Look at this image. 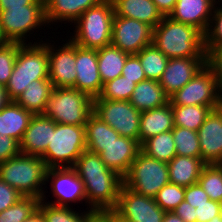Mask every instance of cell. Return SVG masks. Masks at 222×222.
<instances>
[{"instance_id":"obj_1","label":"cell","mask_w":222,"mask_h":222,"mask_svg":"<svg viewBox=\"0 0 222 222\" xmlns=\"http://www.w3.org/2000/svg\"><path fill=\"white\" fill-rule=\"evenodd\" d=\"M84 185L86 202L96 214L111 212L117 205L123 177L109 169L99 154L84 151L72 167Z\"/></svg>"},{"instance_id":"obj_2","label":"cell","mask_w":222,"mask_h":222,"mask_svg":"<svg viewBox=\"0 0 222 222\" xmlns=\"http://www.w3.org/2000/svg\"><path fill=\"white\" fill-rule=\"evenodd\" d=\"M152 44L168 59L206 57L204 34L168 16L153 29Z\"/></svg>"},{"instance_id":"obj_3","label":"cell","mask_w":222,"mask_h":222,"mask_svg":"<svg viewBox=\"0 0 222 222\" xmlns=\"http://www.w3.org/2000/svg\"><path fill=\"white\" fill-rule=\"evenodd\" d=\"M47 169L40 156L19 153L0 163V179L24 197L45 200L42 186L46 184Z\"/></svg>"},{"instance_id":"obj_4","label":"cell","mask_w":222,"mask_h":222,"mask_svg":"<svg viewBox=\"0 0 222 222\" xmlns=\"http://www.w3.org/2000/svg\"><path fill=\"white\" fill-rule=\"evenodd\" d=\"M114 16L112 0H102L84 11L74 22L75 34L70 40L80 47L90 49L111 45Z\"/></svg>"},{"instance_id":"obj_5","label":"cell","mask_w":222,"mask_h":222,"mask_svg":"<svg viewBox=\"0 0 222 222\" xmlns=\"http://www.w3.org/2000/svg\"><path fill=\"white\" fill-rule=\"evenodd\" d=\"M38 43L28 42L18 49L12 74L5 86L10 101H15L32 81L49 79L48 51L41 41Z\"/></svg>"},{"instance_id":"obj_6","label":"cell","mask_w":222,"mask_h":222,"mask_svg":"<svg viewBox=\"0 0 222 222\" xmlns=\"http://www.w3.org/2000/svg\"><path fill=\"white\" fill-rule=\"evenodd\" d=\"M86 150L85 125L56 123L51 142L40 157L47 168L73 167Z\"/></svg>"},{"instance_id":"obj_7","label":"cell","mask_w":222,"mask_h":222,"mask_svg":"<svg viewBox=\"0 0 222 222\" xmlns=\"http://www.w3.org/2000/svg\"><path fill=\"white\" fill-rule=\"evenodd\" d=\"M93 113V98L72 87L54 88L44 115L59 124L85 125Z\"/></svg>"},{"instance_id":"obj_8","label":"cell","mask_w":222,"mask_h":222,"mask_svg":"<svg viewBox=\"0 0 222 222\" xmlns=\"http://www.w3.org/2000/svg\"><path fill=\"white\" fill-rule=\"evenodd\" d=\"M123 180L124 186L137 194L154 198L170 182L168 165L140 150Z\"/></svg>"},{"instance_id":"obj_9","label":"cell","mask_w":222,"mask_h":222,"mask_svg":"<svg viewBox=\"0 0 222 222\" xmlns=\"http://www.w3.org/2000/svg\"><path fill=\"white\" fill-rule=\"evenodd\" d=\"M171 106L201 105L212 110L222 105V94L211 69L205 65L197 74L169 97Z\"/></svg>"},{"instance_id":"obj_10","label":"cell","mask_w":222,"mask_h":222,"mask_svg":"<svg viewBox=\"0 0 222 222\" xmlns=\"http://www.w3.org/2000/svg\"><path fill=\"white\" fill-rule=\"evenodd\" d=\"M93 113L120 136L139 142L141 113L129 101L93 98Z\"/></svg>"},{"instance_id":"obj_11","label":"cell","mask_w":222,"mask_h":222,"mask_svg":"<svg viewBox=\"0 0 222 222\" xmlns=\"http://www.w3.org/2000/svg\"><path fill=\"white\" fill-rule=\"evenodd\" d=\"M44 25L47 26L44 5H25L0 10V26L9 42L26 44L27 33L32 34L31 31L34 32Z\"/></svg>"},{"instance_id":"obj_12","label":"cell","mask_w":222,"mask_h":222,"mask_svg":"<svg viewBox=\"0 0 222 222\" xmlns=\"http://www.w3.org/2000/svg\"><path fill=\"white\" fill-rule=\"evenodd\" d=\"M112 212L127 222H162L165 214L153 197L137 194L124 185Z\"/></svg>"},{"instance_id":"obj_13","label":"cell","mask_w":222,"mask_h":222,"mask_svg":"<svg viewBox=\"0 0 222 222\" xmlns=\"http://www.w3.org/2000/svg\"><path fill=\"white\" fill-rule=\"evenodd\" d=\"M153 29L136 19L114 16L111 44L128 54H137L152 44Z\"/></svg>"},{"instance_id":"obj_14","label":"cell","mask_w":222,"mask_h":222,"mask_svg":"<svg viewBox=\"0 0 222 222\" xmlns=\"http://www.w3.org/2000/svg\"><path fill=\"white\" fill-rule=\"evenodd\" d=\"M48 51V74L54 88L73 87L76 82V44L70 39L63 46L42 43Z\"/></svg>"},{"instance_id":"obj_15","label":"cell","mask_w":222,"mask_h":222,"mask_svg":"<svg viewBox=\"0 0 222 222\" xmlns=\"http://www.w3.org/2000/svg\"><path fill=\"white\" fill-rule=\"evenodd\" d=\"M173 212L184 222H208L222 212V203L212 201L199 183L185 187L184 201Z\"/></svg>"},{"instance_id":"obj_16","label":"cell","mask_w":222,"mask_h":222,"mask_svg":"<svg viewBox=\"0 0 222 222\" xmlns=\"http://www.w3.org/2000/svg\"><path fill=\"white\" fill-rule=\"evenodd\" d=\"M49 180L51 191L57 201H48V204L68 207L71 202L86 201L84 185L72 167L48 168L46 181Z\"/></svg>"},{"instance_id":"obj_17","label":"cell","mask_w":222,"mask_h":222,"mask_svg":"<svg viewBox=\"0 0 222 222\" xmlns=\"http://www.w3.org/2000/svg\"><path fill=\"white\" fill-rule=\"evenodd\" d=\"M201 158L206 164L222 163V105L213 109L198 129Z\"/></svg>"},{"instance_id":"obj_18","label":"cell","mask_w":222,"mask_h":222,"mask_svg":"<svg viewBox=\"0 0 222 222\" xmlns=\"http://www.w3.org/2000/svg\"><path fill=\"white\" fill-rule=\"evenodd\" d=\"M77 78L75 88L88 94L91 98L101 94L103 83L98 70L97 49L83 48L76 45Z\"/></svg>"},{"instance_id":"obj_19","label":"cell","mask_w":222,"mask_h":222,"mask_svg":"<svg viewBox=\"0 0 222 222\" xmlns=\"http://www.w3.org/2000/svg\"><path fill=\"white\" fill-rule=\"evenodd\" d=\"M206 65V57L170 58L159 84L170 97Z\"/></svg>"},{"instance_id":"obj_20","label":"cell","mask_w":222,"mask_h":222,"mask_svg":"<svg viewBox=\"0 0 222 222\" xmlns=\"http://www.w3.org/2000/svg\"><path fill=\"white\" fill-rule=\"evenodd\" d=\"M140 150L137 140L119 136L109 145L103 146L99 155L109 169L124 177Z\"/></svg>"},{"instance_id":"obj_21","label":"cell","mask_w":222,"mask_h":222,"mask_svg":"<svg viewBox=\"0 0 222 222\" xmlns=\"http://www.w3.org/2000/svg\"><path fill=\"white\" fill-rule=\"evenodd\" d=\"M56 122L44 114L34 115L20 141V152L41 156L51 142Z\"/></svg>"},{"instance_id":"obj_22","label":"cell","mask_w":222,"mask_h":222,"mask_svg":"<svg viewBox=\"0 0 222 222\" xmlns=\"http://www.w3.org/2000/svg\"><path fill=\"white\" fill-rule=\"evenodd\" d=\"M213 9L212 0H177L168 17L196 27L205 34L210 24Z\"/></svg>"},{"instance_id":"obj_23","label":"cell","mask_w":222,"mask_h":222,"mask_svg":"<svg viewBox=\"0 0 222 222\" xmlns=\"http://www.w3.org/2000/svg\"><path fill=\"white\" fill-rule=\"evenodd\" d=\"M116 16L136 19L154 29L164 18L152 0H112Z\"/></svg>"},{"instance_id":"obj_24","label":"cell","mask_w":222,"mask_h":222,"mask_svg":"<svg viewBox=\"0 0 222 222\" xmlns=\"http://www.w3.org/2000/svg\"><path fill=\"white\" fill-rule=\"evenodd\" d=\"M102 0H44L46 23L68 21L74 23L87 9Z\"/></svg>"},{"instance_id":"obj_25","label":"cell","mask_w":222,"mask_h":222,"mask_svg":"<svg viewBox=\"0 0 222 222\" xmlns=\"http://www.w3.org/2000/svg\"><path fill=\"white\" fill-rule=\"evenodd\" d=\"M173 128V111L170 102L162 107L143 111L140 116L139 144Z\"/></svg>"},{"instance_id":"obj_26","label":"cell","mask_w":222,"mask_h":222,"mask_svg":"<svg viewBox=\"0 0 222 222\" xmlns=\"http://www.w3.org/2000/svg\"><path fill=\"white\" fill-rule=\"evenodd\" d=\"M129 102L140 112L162 107L169 103L159 81L146 79L136 84Z\"/></svg>"},{"instance_id":"obj_27","label":"cell","mask_w":222,"mask_h":222,"mask_svg":"<svg viewBox=\"0 0 222 222\" xmlns=\"http://www.w3.org/2000/svg\"><path fill=\"white\" fill-rule=\"evenodd\" d=\"M33 116L16 101H10L0 111V134L10 136L20 143Z\"/></svg>"},{"instance_id":"obj_28","label":"cell","mask_w":222,"mask_h":222,"mask_svg":"<svg viewBox=\"0 0 222 222\" xmlns=\"http://www.w3.org/2000/svg\"><path fill=\"white\" fill-rule=\"evenodd\" d=\"M167 165L170 183L187 187L198 183L201 172L207 164L202 158L176 155Z\"/></svg>"},{"instance_id":"obj_29","label":"cell","mask_w":222,"mask_h":222,"mask_svg":"<svg viewBox=\"0 0 222 222\" xmlns=\"http://www.w3.org/2000/svg\"><path fill=\"white\" fill-rule=\"evenodd\" d=\"M53 89L49 79H38L25 87V90L15 101L33 115L44 114Z\"/></svg>"},{"instance_id":"obj_30","label":"cell","mask_w":222,"mask_h":222,"mask_svg":"<svg viewBox=\"0 0 222 222\" xmlns=\"http://www.w3.org/2000/svg\"><path fill=\"white\" fill-rule=\"evenodd\" d=\"M85 135L87 150L95 154H100L103 146L109 145L120 136L94 113L89 116L85 124Z\"/></svg>"},{"instance_id":"obj_31","label":"cell","mask_w":222,"mask_h":222,"mask_svg":"<svg viewBox=\"0 0 222 222\" xmlns=\"http://www.w3.org/2000/svg\"><path fill=\"white\" fill-rule=\"evenodd\" d=\"M129 55L112 44L97 49L98 70L103 84L121 75Z\"/></svg>"},{"instance_id":"obj_32","label":"cell","mask_w":222,"mask_h":222,"mask_svg":"<svg viewBox=\"0 0 222 222\" xmlns=\"http://www.w3.org/2000/svg\"><path fill=\"white\" fill-rule=\"evenodd\" d=\"M140 147L143 153L165 163H169L176 156L172 130L150 137Z\"/></svg>"},{"instance_id":"obj_33","label":"cell","mask_w":222,"mask_h":222,"mask_svg":"<svg viewBox=\"0 0 222 222\" xmlns=\"http://www.w3.org/2000/svg\"><path fill=\"white\" fill-rule=\"evenodd\" d=\"M46 202L41 199L38 206V209L43 213L45 222H90L96 214L91 209L76 213L70 206H55Z\"/></svg>"},{"instance_id":"obj_34","label":"cell","mask_w":222,"mask_h":222,"mask_svg":"<svg viewBox=\"0 0 222 222\" xmlns=\"http://www.w3.org/2000/svg\"><path fill=\"white\" fill-rule=\"evenodd\" d=\"M174 126L198 131L206 117L212 111L201 105L172 106Z\"/></svg>"},{"instance_id":"obj_35","label":"cell","mask_w":222,"mask_h":222,"mask_svg":"<svg viewBox=\"0 0 222 222\" xmlns=\"http://www.w3.org/2000/svg\"><path fill=\"white\" fill-rule=\"evenodd\" d=\"M136 55L140 59L146 79L159 81L169 60L164 53L151 44Z\"/></svg>"},{"instance_id":"obj_36","label":"cell","mask_w":222,"mask_h":222,"mask_svg":"<svg viewBox=\"0 0 222 222\" xmlns=\"http://www.w3.org/2000/svg\"><path fill=\"white\" fill-rule=\"evenodd\" d=\"M172 134L176 147V155L201 158V148L197 131L174 126Z\"/></svg>"},{"instance_id":"obj_37","label":"cell","mask_w":222,"mask_h":222,"mask_svg":"<svg viewBox=\"0 0 222 222\" xmlns=\"http://www.w3.org/2000/svg\"><path fill=\"white\" fill-rule=\"evenodd\" d=\"M198 183L212 201L222 203V166L207 164L198 179Z\"/></svg>"},{"instance_id":"obj_38","label":"cell","mask_w":222,"mask_h":222,"mask_svg":"<svg viewBox=\"0 0 222 222\" xmlns=\"http://www.w3.org/2000/svg\"><path fill=\"white\" fill-rule=\"evenodd\" d=\"M41 199L23 197L18 202L0 212V222H23L30 217L39 206Z\"/></svg>"},{"instance_id":"obj_39","label":"cell","mask_w":222,"mask_h":222,"mask_svg":"<svg viewBox=\"0 0 222 222\" xmlns=\"http://www.w3.org/2000/svg\"><path fill=\"white\" fill-rule=\"evenodd\" d=\"M136 86L134 81L126 79L124 76L107 81L103 84L101 94L98 96L99 99L106 100H123L129 101L130 96Z\"/></svg>"},{"instance_id":"obj_40","label":"cell","mask_w":222,"mask_h":222,"mask_svg":"<svg viewBox=\"0 0 222 222\" xmlns=\"http://www.w3.org/2000/svg\"><path fill=\"white\" fill-rule=\"evenodd\" d=\"M184 195V186L169 182L158 191L154 199L165 212H171L184 201Z\"/></svg>"},{"instance_id":"obj_41","label":"cell","mask_w":222,"mask_h":222,"mask_svg":"<svg viewBox=\"0 0 222 222\" xmlns=\"http://www.w3.org/2000/svg\"><path fill=\"white\" fill-rule=\"evenodd\" d=\"M22 45L23 44L19 42H9L0 47V84L4 87L9 82L18 49Z\"/></svg>"},{"instance_id":"obj_42","label":"cell","mask_w":222,"mask_h":222,"mask_svg":"<svg viewBox=\"0 0 222 222\" xmlns=\"http://www.w3.org/2000/svg\"><path fill=\"white\" fill-rule=\"evenodd\" d=\"M215 6L209 27L204 34V46L207 52L210 48L222 45V5Z\"/></svg>"},{"instance_id":"obj_43","label":"cell","mask_w":222,"mask_h":222,"mask_svg":"<svg viewBox=\"0 0 222 222\" xmlns=\"http://www.w3.org/2000/svg\"><path fill=\"white\" fill-rule=\"evenodd\" d=\"M206 65L211 69L222 94V45L210 48L206 52Z\"/></svg>"},{"instance_id":"obj_44","label":"cell","mask_w":222,"mask_h":222,"mask_svg":"<svg viewBox=\"0 0 222 222\" xmlns=\"http://www.w3.org/2000/svg\"><path fill=\"white\" fill-rule=\"evenodd\" d=\"M121 75L130 81H134L136 84L146 80L140 59L136 54H130L127 57Z\"/></svg>"},{"instance_id":"obj_45","label":"cell","mask_w":222,"mask_h":222,"mask_svg":"<svg viewBox=\"0 0 222 222\" xmlns=\"http://www.w3.org/2000/svg\"><path fill=\"white\" fill-rule=\"evenodd\" d=\"M24 196L0 179V212L6 210Z\"/></svg>"},{"instance_id":"obj_46","label":"cell","mask_w":222,"mask_h":222,"mask_svg":"<svg viewBox=\"0 0 222 222\" xmlns=\"http://www.w3.org/2000/svg\"><path fill=\"white\" fill-rule=\"evenodd\" d=\"M20 152V143L10 137L0 134V163L17 156Z\"/></svg>"},{"instance_id":"obj_47","label":"cell","mask_w":222,"mask_h":222,"mask_svg":"<svg viewBox=\"0 0 222 222\" xmlns=\"http://www.w3.org/2000/svg\"><path fill=\"white\" fill-rule=\"evenodd\" d=\"M25 5H44V0H0V10L9 7H22Z\"/></svg>"},{"instance_id":"obj_48","label":"cell","mask_w":222,"mask_h":222,"mask_svg":"<svg viewBox=\"0 0 222 222\" xmlns=\"http://www.w3.org/2000/svg\"><path fill=\"white\" fill-rule=\"evenodd\" d=\"M163 16H169L177 0H152Z\"/></svg>"},{"instance_id":"obj_49","label":"cell","mask_w":222,"mask_h":222,"mask_svg":"<svg viewBox=\"0 0 222 222\" xmlns=\"http://www.w3.org/2000/svg\"><path fill=\"white\" fill-rule=\"evenodd\" d=\"M10 102L7 91L3 85L0 84V111Z\"/></svg>"},{"instance_id":"obj_50","label":"cell","mask_w":222,"mask_h":222,"mask_svg":"<svg viewBox=\"0 0 222 222\" xmlns=\"http://www.w3.org/2000/svg\"><path fill=\"white\" fill-rule=\"evenodd\" d=\"M23 222H45L43 213L37 209L30 217L25 219Z\"/></svg>"},{"instance_id":"obj_51","label":"cell","mask_w":222,"mask_h":222,"mask_svg":"<svg viewBox=\"0 0 222 222\" xmlns=\"http://www.w3.org/2000/svg\"><path fill=\"white\" fill-rule=\"evenodd\" d=\"M162 222H184V221L173 211H171V212H165Z\"/></svg>"},{"instance_id":"obj_52","label":"cell","mask_w":222,"mask_h":222,"mask_svg":"<svg viewBox=\"0 0 222 222\" xmlns=\"http://www.w3.org/2000/svg\"><path fill=\"white\" fill-rule=\"evenodd\" d=\"M90 222H114L106 213L95 214Z\"/></svg>"},{"instance_id":"obj_53","label":"cell","mask_w":222,"mask_h":222,"mask_svg":"<svg viewBox=\"0 0 222 222\" xmlns=\"http://www.w3.org/2000/svg\"><path fill=\"white\" fill-rule=\"evenodd\" d=\"M9 41L6 39L5 35L2 32V28L0 26V47L8 44Z\"/></svg>"},{"instance_id":"obj_54","label":"cell","mask_w":222,"mask_h":222,"mask_svg":"<svg viewBox=\"0 0 222 222\" xmlns=\"http://www.w3.org/2000/svg\"><path fill=\"white\" fill-rule=\"evenodd\" d=\"M114 222H127L124 220L119 219L112 211L106 213Z\"/></svg>"},{"instance_id":"obj_55","label":"cell","mask_w":222,"mask_h":222,"mask_svg":"<svg viewBox=\"0 0 222 222\" xmlns=\"http://www.w3.org/2000/svg\"><path fill=\"white\" fill-rule=\"evenodd\" d=\"M208 222H222V212L219 215H216Z\"/></svg>"},{"instance_id":"obj_56","label":"cell","mask_w":222,"mask_h":222,"mask_svg":"<svg viewBox=\"0 0 222 222\" xmlns=\"http://www.w3.org/2000/svg\"><path fill=\"white\" fill-rule=\"evenodd\" d=\"M213 1V4H214V7H215V5L217 4V3H219L220 1L222 2V0H218V1H216V0H212Z\"/></svg>"}]
</instances>
